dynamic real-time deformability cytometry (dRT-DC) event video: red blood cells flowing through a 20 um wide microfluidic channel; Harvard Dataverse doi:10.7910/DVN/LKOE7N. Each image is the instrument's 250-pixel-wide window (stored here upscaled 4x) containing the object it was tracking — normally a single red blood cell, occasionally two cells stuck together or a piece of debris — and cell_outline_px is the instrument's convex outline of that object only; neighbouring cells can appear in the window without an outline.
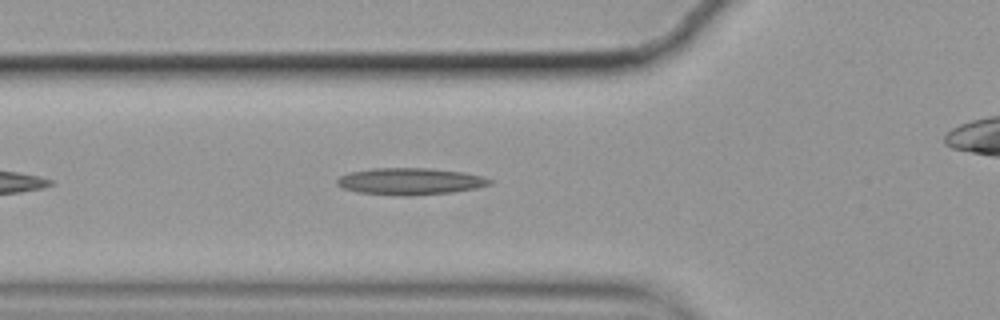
{"species": "common noctule bat (a hibernating species)", "species_latin": "Nyctalus noctula", "temperature_condition": "cold", "stored_images_in_passage": 33, "camera_frame_rate_fps": 3000, "um_per_image_px": 0.085, "animal": {"sex": "female", "body_mass_g": 19.9}, "frame": {"image": 1, "passage_image": 3, "time_ms": 0.667, "image_size_px": [1000, 320], "cell_outline_px": [[492, 184], [476, 188], [452, 192], [412, 196], [404, 196], [356, 192], [344, 188], [336, 184], [336, 180], [340, 176], [348, 172], [372, 168], [428, 168], [464, 172], [480, 176], [492, 180]], "centroid_in_image_um": [34.83, 15.41], "position_along_channel_um": 91.0, "area_um2": 23.93}}
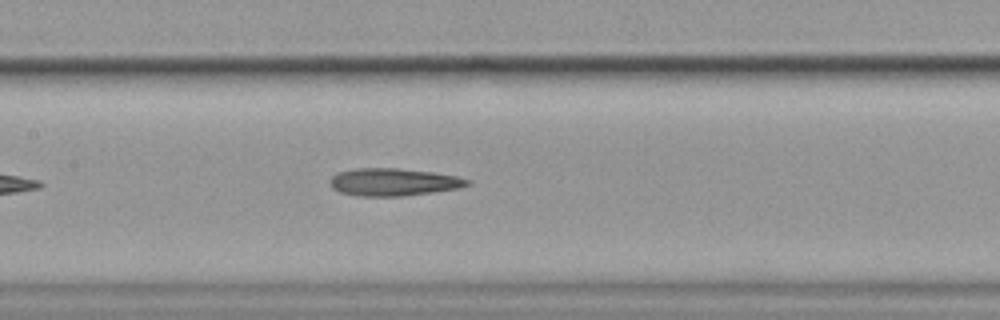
{"frame": {"image": 2, "passage_image": 10, "time_ms": 3.0, "image_size_px": [1000, 320], "cell_outline_px": [[472, 184], [460, 188], [432, 192], [400, 196], [360, 196], [340, 192], [332, 188], [332, 176], [336, 172], [356, 168], [396, 168], [432, 172], [456, 176], [472, 180]], "centroid_in_image_um": [33.48, 15.47], "position_along_channel_um": 173.9, "area_um2": 21.96}}
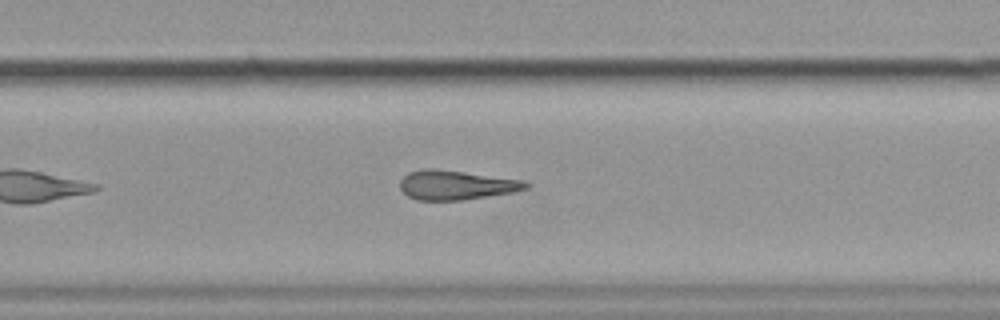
{"frame": {"image": 3, "passage_image": 20, "time_ms": 6.333, "image_size_px": [1000, 320], "cell_outline_px": [[532, 184], [528, 188], [512, 192], [464, 200], [416, 200], [408, 196], [400, 188], [400, 180], [408, 172], [420, 168], [432, 168], [464, 172], [520, 180]], "centroid_in_image_um": [38.72, 15.73], "position_along_channel_um": 291.1, "area_um2": 21.44}, "authors_computed_cell_mechanics": {"area_um2": 21.7328, "velocity_mm_per_s": 3.5373, "shape_relaxation_time_tau1_ms": null, "shape_relaxation_time_tau2_ms": 7.7357, "deformation_change_tau1": null, "deformation_change_tau2": 0.2383}}